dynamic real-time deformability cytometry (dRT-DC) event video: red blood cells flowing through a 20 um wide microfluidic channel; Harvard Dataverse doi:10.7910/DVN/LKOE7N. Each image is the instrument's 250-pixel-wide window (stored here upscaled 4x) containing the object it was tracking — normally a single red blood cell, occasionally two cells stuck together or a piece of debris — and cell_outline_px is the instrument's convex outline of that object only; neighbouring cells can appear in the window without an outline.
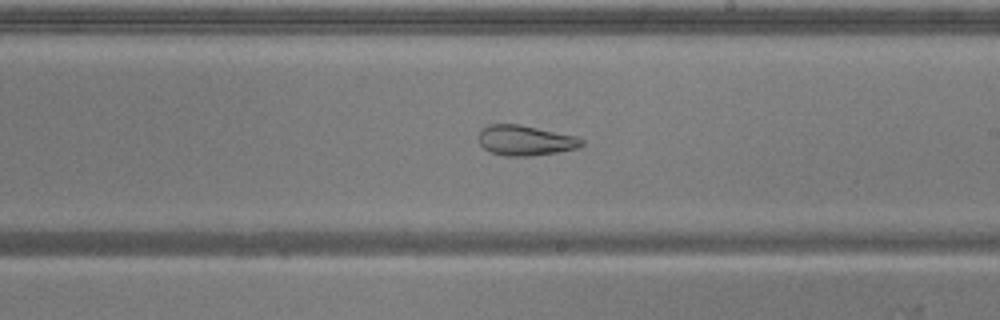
{"species": "common noctule bat (a hibernating species)", "species_latin": "Nyctalus noctula", "temperature_condition": "warm", "stored_images_in_passage": 54, "camera_frame_rate_fps": 3000, "um_per_image_px": 0.085, "animal": {"sex": "male", "body_mass_g": 20.5, "forearm_length_mm": 52.5}, "frame": {"image": 1, "passage_image": 31, "time_ms": 10.0, "image_size_px": [1000, 320], "cell_outline_px": [[584, 144], [576, 148], [556, 152], [532, 156], [504, 156], [492, 152], [484, 148], [480, 144], [480, 128], [488, 124], [520, 124], [576, 136], [584, 140]], "centroid_in_image_um": [44.64, 11.92], "position_along_channel_um": 244.4, "area_um2": 18.09}, "authors_computed_cell_mechanics": {"area_um2": 26.1545, "velocity_mm_per_s": 3.7557, "shape_relaxation_time_tau1_ms": null, "shape_relaxation_time_tau2_ms": 1.9019, "deformation_change_tau1": null, "deformation_change_tau2": 0.0936}}